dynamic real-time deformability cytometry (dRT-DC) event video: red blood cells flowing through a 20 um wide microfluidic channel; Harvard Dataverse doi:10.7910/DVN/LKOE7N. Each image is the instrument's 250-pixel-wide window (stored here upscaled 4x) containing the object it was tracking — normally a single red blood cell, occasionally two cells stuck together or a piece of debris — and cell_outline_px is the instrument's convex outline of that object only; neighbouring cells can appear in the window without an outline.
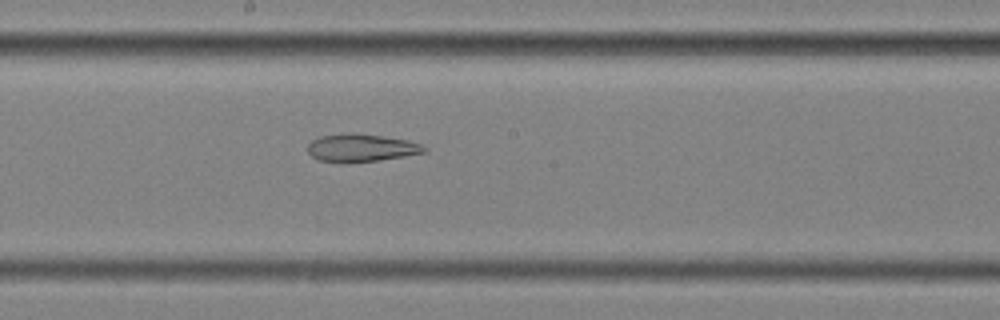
{"species": "common noctule bat (a hibernating species)", "species_latin": "Nyctalus noctula", "temperature_condition": "cold", "stored_images_in_passage": 41, "camera_frame_rate_fps": 3000, "um_per_image_px": 0.085, "animal": {"sex": "female", "body_mass_g": 25.1}, "frame": {"image": 1, "passage_image": 15, "time_ms": 4.667, "image_size_px": [1000, 320], "cell_outline_px": [[428, 148], [424, 152], [404, 156], [380, 160], [316, 160], [308, 152], [308, 144], [312, 140], [320, 136], [384, 136], [408, 140], [424, 144]], "centroid_in_image_um": [30.79, 12.58], "position_along_channel_um": 217.4, "area_um2": 17.46}}
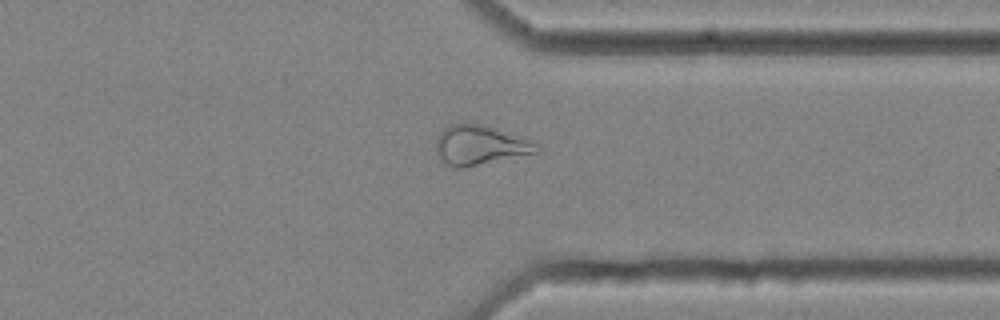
{"frame": {"image": 2, "passage_image": 28, "time_ms": 9.0, "image_size_px": [1000, 320], "cell_outline_px": [[540, 152], [464, 168], [456, 168], [448, 164], [436, 152], [436, 140], [440, 132], [444, 128], [452, 124], [468, 120], [524, 136], [540, 144]], "centroid_in_image_um": [40.86, 12.3], "position_along_channel_um": 370.5, "area_um2": 23.81}, "authors_computed_cell_mechanics": {"area_um2": 22.542, "velocity_mm_per_s": 3.535, "shape_relaxation_time_tau1_ms": null, "shape_relaxation_time_tau2_ms": 6.6668, "deformation_change_tau1": null, "deformation_change_tau2": 0.1657}}